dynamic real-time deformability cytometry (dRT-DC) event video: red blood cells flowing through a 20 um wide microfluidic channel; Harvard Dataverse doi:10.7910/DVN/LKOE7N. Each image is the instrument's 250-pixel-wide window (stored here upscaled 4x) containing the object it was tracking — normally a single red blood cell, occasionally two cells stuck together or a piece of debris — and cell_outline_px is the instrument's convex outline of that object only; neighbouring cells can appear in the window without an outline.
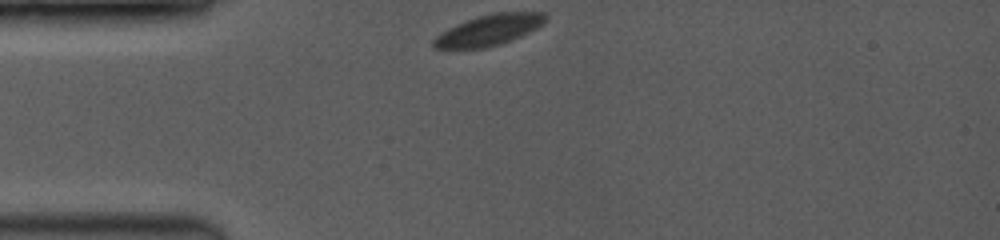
{"species": "common noctule bat (a hibernating species)", "species_latin": "Nyctalus noctula", "temperature_condition": "room temperature", "stored_images_in_passage": 34, "camera_frame_rate_fps": 3500, "um_per_image_px": 0.085, "animal": {"sex": "female", "body_mass_g": 19.0, "forearm_length_mm": 53.3}, "frame": {"image": 1, "passage_image": 1, "time_ms": 0.0, "image_size_px": [1000, 240], "cell_outline_px": [[548, 20], [544, 24], [520, 36], [500, 44], [484, 48], [432, 48], [432, 40], [440, 32], [464, 20], [496, 12], [544, 12], [548, 16]], "centroid_in_image_um": [41.56, 2.54], "position_along_channel_um": 43.4, "area_um2": 20.11}}
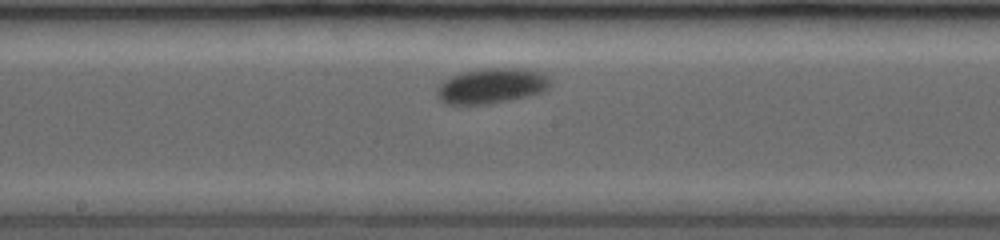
{"frame": {"image": 2, "passage_image": 13, "time_ms": 4.857, "image_size_px": [1000, 240], "cell_outline_px": [[548, 88], [544, 92], [528, 96], [488, 104], [448, 104], [440, 100], [436, 96], [436, 88], [444, 80], [452, 76], [464, 72], [480, 68], [520, 68], [540, 72], [548, 76]], "centroid_in_image_um": [41.76, 7.3], "position_along_channel_um": 206.4, "area_um2": 23.24}}
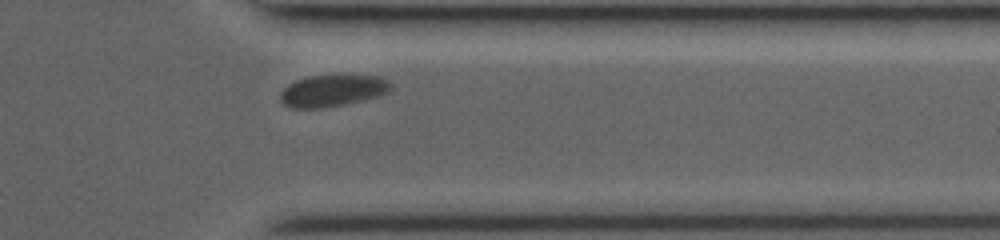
{"frame": {"image": 3, "passage_image": 29, "time_ms": 9.429, "image_size_px": [1000, 240], "cell_outline_px": [[392, 88], [388, 92], [380, 96], [344, 104], [320, 108], [292, 108], [284, 104], [280, 100], [280, 92], [288, 84], [296, 80], [308, 76], [380, 76], [388, 80], [392, 84]], "centroid_in_image_um": [28.27, 7.71], "position_along_channel_um": 383.1, "area_um2": 20.35}, "authors_computed_cell_mechanics": {"area_um2": 22.1085, "velocity_mm_per_s": 3.823, "shape_relaxation_time_tau1_ms": 1.2274, "shape_relaxation_time_tau2_ms": null, "deformation_change_tau1": 0.0656, "deformation_change_tau2": null}}